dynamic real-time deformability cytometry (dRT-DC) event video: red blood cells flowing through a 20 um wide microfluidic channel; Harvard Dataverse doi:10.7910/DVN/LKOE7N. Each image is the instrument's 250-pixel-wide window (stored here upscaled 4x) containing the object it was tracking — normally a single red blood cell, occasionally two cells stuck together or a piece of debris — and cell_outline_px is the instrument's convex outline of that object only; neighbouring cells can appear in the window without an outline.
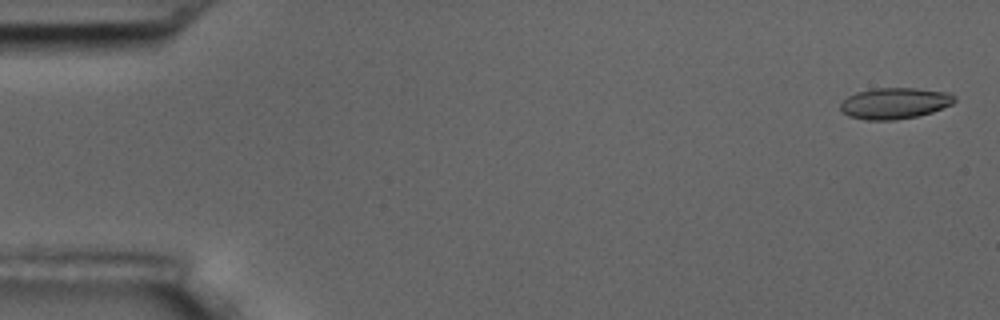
{"species": "common noctule bat (a hibernating species)", "species_latin": "Nyctalus noctula", "temperature_condition": "room temperature", "stored_images_in_passage": 5, "camera_frame_rate_fps": 3000, "um_per_image_px": 0.085, "animal": {"sex": "male", "body_mass_g": 17.5, "forearm_length_mm": 52.3}, "frame": {"image": 1, "passage_image": 1, "time_ms": 0.0, "image_size_px": [1000, 320], "cell_outline_px": [[956, 100], [952, 104], [932, 112], [916, 116], [896, 120], [864, 120], [848, 116], [840, 108], [840, 104], [848, 96], [856, 92], [876, 88], [916, 88], [948, 92]], "centroid_in_image_um": [76.03, 8.78], "position_along_channel_um": 9.0, "area_um2": 20.63}}
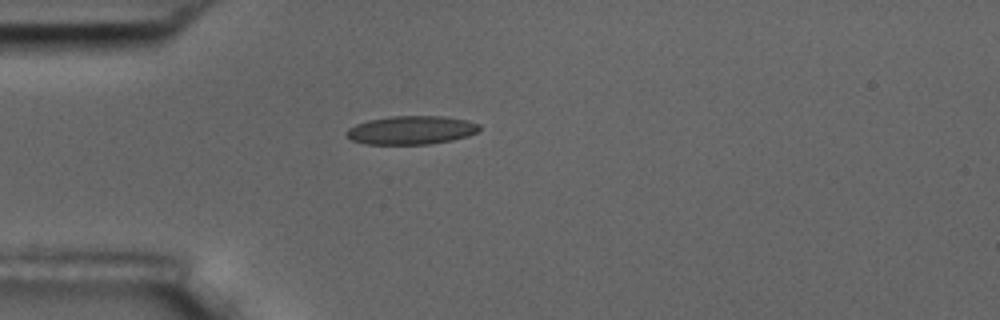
{"frame": {"image": 2, "passage_image": 5, "time_ms": 4.667, "image_size_px": [1000, 320], "cell_outline_px": [[480, 128], [476, 132], [468, 136], [452, 140], [428, 144], [364, 144], [352, 140], [344, 132], [348, 128], [356, 124], [368, 120], [392, 116], [444, 116], [468, 120], [480, 124]], "centroid_in_image_um": [34.96, 11.06], "position_along_channel_um": 50.0, "area_um2": 22.14}}